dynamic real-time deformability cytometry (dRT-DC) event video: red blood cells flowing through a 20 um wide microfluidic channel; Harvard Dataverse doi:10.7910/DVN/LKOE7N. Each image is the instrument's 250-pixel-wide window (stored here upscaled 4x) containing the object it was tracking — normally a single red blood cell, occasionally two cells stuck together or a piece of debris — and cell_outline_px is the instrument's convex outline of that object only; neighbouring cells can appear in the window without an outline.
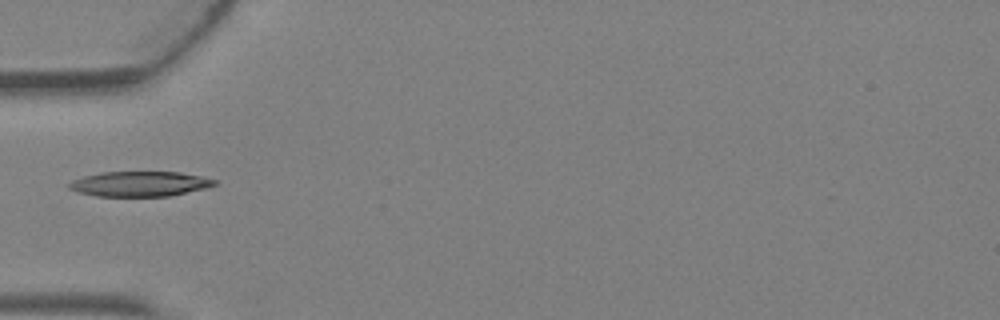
{"species": "Egyptian fruit bat (a non-hibernating species)", "species_latin": "Rousettus aegyptiacus", "temperature_condition": "warm", "stored_images_in_passage": 4, "camera_frame_rate_fps": 3000, "um_per_image_px": 0.085, "animal": {"sex": "female"}, "frame": {"image": 1, "passage_image": 4, "time_ms": 1.0, "image_size_px": [1000, 320], "cell_outline_px": [[220, 180], [216, 184], [208, 188], [168, 196], [96, 196], [76, 192], [68, 188], [68, 184], [72, 180], [84, 176], [100, 172], [180, 172]], "centroid_in_image_um": [11.89, 15.63], "position_along_channel_um": 73.1, "area_um2": 21.39}}